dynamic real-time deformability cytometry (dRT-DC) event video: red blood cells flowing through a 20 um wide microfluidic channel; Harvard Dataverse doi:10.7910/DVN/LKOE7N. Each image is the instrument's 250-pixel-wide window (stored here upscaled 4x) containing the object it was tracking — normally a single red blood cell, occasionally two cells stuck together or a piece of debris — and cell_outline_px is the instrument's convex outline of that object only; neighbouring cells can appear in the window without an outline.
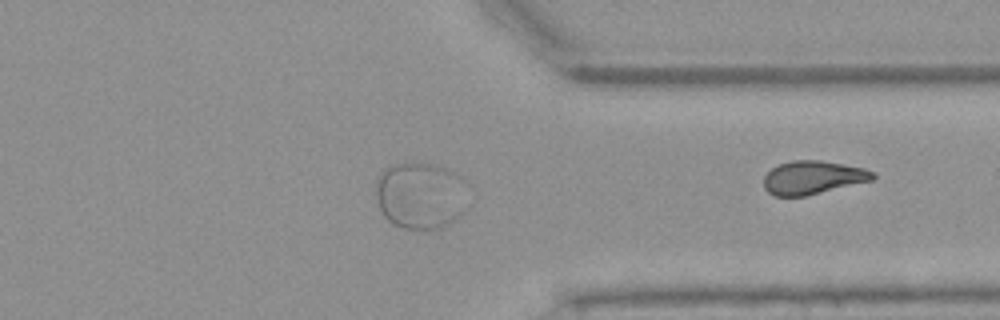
{"species": "Egyptian fruit bat (a non-hibernating species)", "species_latin": "Rousettus aegyptiacus", "temperature_condition": "warm", "stored_images_in_passage": 36, "segment_of_instrument_passage": [2, 2], "camera_frame_rate_fps": 3000, "um_per_image_px": 0.085, "animal": {"sex": "female"}, "frame": {"image": 1, "passage_image": 36, "time_ms": 11.667, "image_size_px": [1000, 320], "cell_outline_px": [[876, 176], [872, 180], [804, 196], [776, 196], [768, 192], [764, 188], [764, 176], [772, 168], [780, 164], [792, 160], [820, 160], [864, 168], [876, 172]], "centroid_in_image_um": [69.09, 15.08], "position_along_channel_um": 342.3, "area_um2": 21.04}}